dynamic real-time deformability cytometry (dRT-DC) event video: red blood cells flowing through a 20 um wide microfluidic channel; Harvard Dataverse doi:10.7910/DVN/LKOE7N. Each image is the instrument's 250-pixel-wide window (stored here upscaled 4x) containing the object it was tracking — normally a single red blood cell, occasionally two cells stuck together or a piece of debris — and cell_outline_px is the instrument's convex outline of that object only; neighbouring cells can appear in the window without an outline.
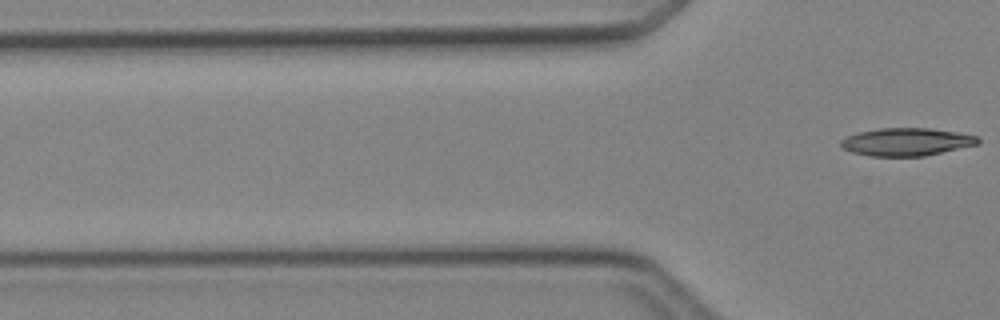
{"species": "Egyptian fruit bat (a non-hibernating species)", "species_latin": "Rousettus aegyptiacus", "temperature_condition": "cold", "stored_images_in_passage": 2, "camera_frame_rate_fps": 3000, "um_per_image_px": 0.085, "animal": {"sex": "female"}, "frame": {"image": 1, "passage_image": 2, "time_ms": 1.333, "image_size_px": [1000, 320], "cell_outline_px": [[980, 144], [924, 156], [868, 156], [852, 152], [844, 148], [840, 144], [840, 140], [848, 136], [860, 132], [880, 128], [928, 128], [956, 132], [976, 136], [980, 140]], "centroid_in_image_um": [77.06, 12.06], "position_along_channel_um": 48.7, "area_um2": 22.08}}